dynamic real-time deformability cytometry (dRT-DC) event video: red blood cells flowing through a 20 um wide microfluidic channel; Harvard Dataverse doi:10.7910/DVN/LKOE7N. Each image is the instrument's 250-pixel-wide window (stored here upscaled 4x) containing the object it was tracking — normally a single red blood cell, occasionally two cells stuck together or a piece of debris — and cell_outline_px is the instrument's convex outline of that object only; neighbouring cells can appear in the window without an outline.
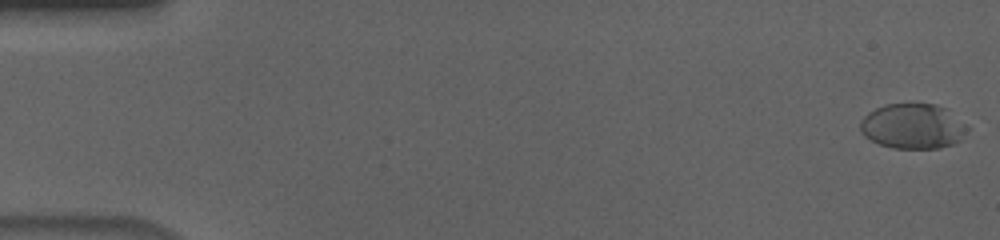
{"species": "human", "species_latin": "Homo sapiens", "temperature_condition": "cold", "stored_images_in_passage": 16, "camera_frame_rate_fps": 3000, "um_per_image_px": 0.085, "donor": {"sex": "male"}, "frame": {"image": 1, "passage_image": 1, "time_ms": 0.0, "image_size_px": [1000, 240], "cell_outline_px": [[968, 128], [960, 140], [952, 144], [940, 148], [892, 148], [880, 144], [864, 136], [860, 132], [860, 120], [868, 112], [884, 104], [936, 104], [948, 108]], "centroid_in_image_um": [77.57, 10.72], "position_along_channel_um": 7.4, "area_um2": 28.15}}